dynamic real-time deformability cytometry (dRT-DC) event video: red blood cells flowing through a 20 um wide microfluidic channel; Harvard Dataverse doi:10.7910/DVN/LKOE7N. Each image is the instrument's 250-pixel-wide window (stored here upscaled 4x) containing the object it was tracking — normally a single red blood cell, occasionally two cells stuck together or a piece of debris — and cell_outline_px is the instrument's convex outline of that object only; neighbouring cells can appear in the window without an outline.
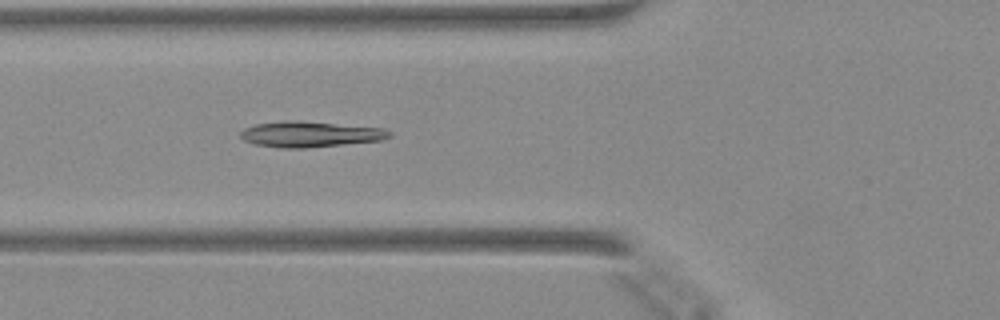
{"species": "Egyptian fruit bat (a non-hibernating species)", "species_latin": "Rousettus aegyptiacus", "temperature_condition": "warm", "stored_images_in_passage": 26, "camera_frame_rate_fps": 3000, "um_per_image_px": 0.085, "animal": {"sex": "female"}, "frame": {"image": 1, "passage_image": 8, "time_ms": 2.333, "image_size_px": [1000, 320], "cell_outline_px": [[392, 136], [384, 140], [304, 148], [284, 148], [256, 144], [244, 140], [240, 136], [240, 132], [244, 128], [256, 124], [284, 120], [296, 120], [384, 128], [392, 132]], "centroid_in_image_um": [26.39, 11.4], "position_along_channel_um": 99.4, "area_um2": 22.31}}
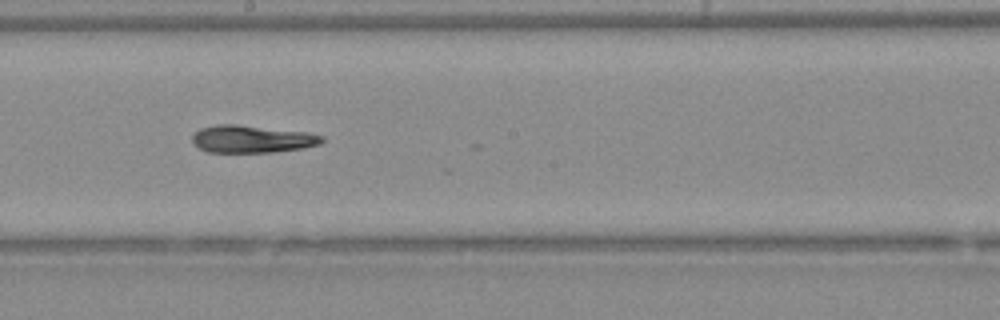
{"frame": {"image": 2, "passage_image": 17, "time_ms": 5.333, "image_size_px": [1000, 320], "cell_outline_px": [[324, 140], [320, 144], [304, 148], [272, 152], [208, 152], [200, 148], [192, 140], [192, 136], [200, 128], [216, 124], [236, 124], [308, 132], [324, 136]], "centroid_in_image_um": [21.45, 11.81], "position_along_channel_um": 226.8, "area_um2": 20.75}}
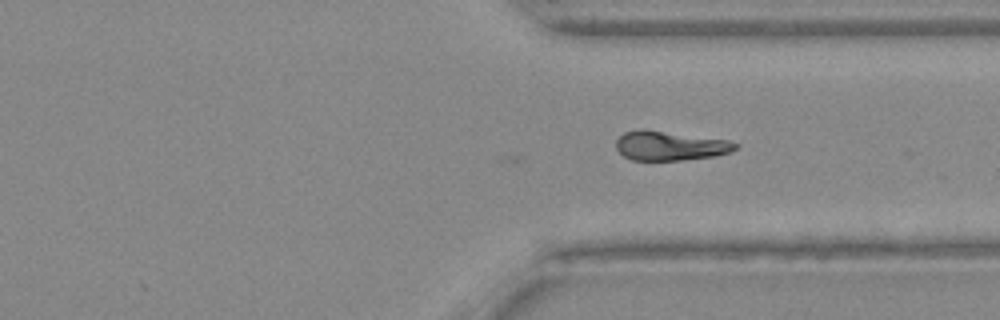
{"frame": {"image": 3, "passage_image": 26, "time_ms": 8.333, "image_size_px": [1000, 320], "cell_outline_px": [[740, 144], [736, 148], [728, 152], [712, 156], [680, 160], [632, 160], [624, 156], [616, 148], [616, 140], [624, 132], [640, 128], [644, 128], [728, 140]], "centroid_in_image_um": [56.91, 12.37], "position_along_channel_um": 354.5, "area_um2": 20.4}}